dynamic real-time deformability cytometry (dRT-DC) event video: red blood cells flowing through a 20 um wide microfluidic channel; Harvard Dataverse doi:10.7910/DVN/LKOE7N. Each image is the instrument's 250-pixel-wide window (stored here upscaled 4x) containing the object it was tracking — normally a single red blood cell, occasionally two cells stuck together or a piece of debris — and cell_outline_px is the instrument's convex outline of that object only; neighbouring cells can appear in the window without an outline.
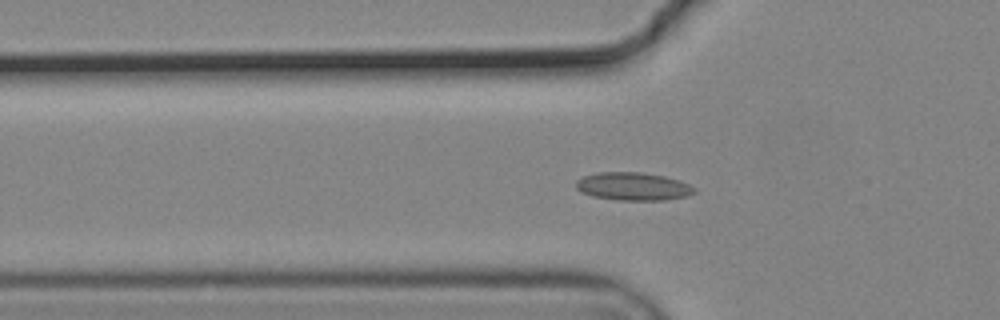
{"species": "common noctule bat (a hibernating species)", "species_latin": "Nyctalus noctula", "temperature_condition": "cold", "stored_images_in_passage": 24, "camera_frame_rate_fps": 3000, "um_per_image_px": 0.085, "animal": {"sex": "male", "body_mass_g": 19.2, "forearm_length_mm": 51.8}, "frame": {"image": 1, "passage_image": 3, "time_ms": 0.667, "image_size_px": [1000, 320], "cell_outline_px": [[696, 192], [684, 196], [664, 200], [616, 200], [592, 196], [580, 192], [576, 188], [576, 180], [584, 176], [596, 172], [640, 172], [664, 176], [680, 180], [696, 188]], "centroid_in_image_um": [53.78, 15.84], "position_along_channel_um": 72.0, "area_um2": 19.36}}
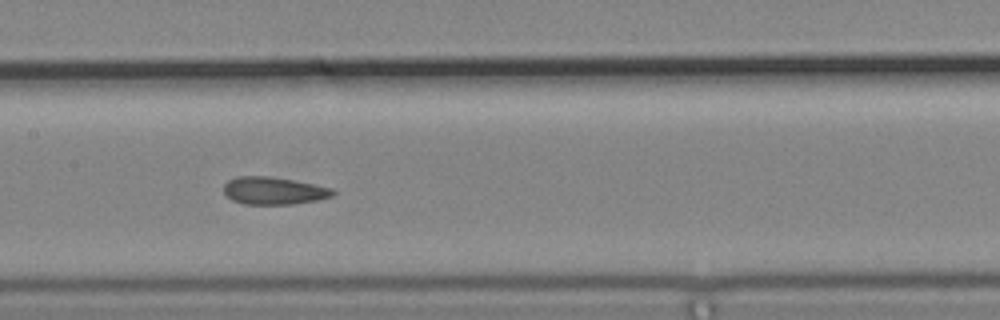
{"frame": {"image": 2, "passage_image": 12, "time_ms": 3.667, "image_size_px": [1000, 320], "cell_outline_px": [[336, 192], [332, 196], [316, 200], [292, 204], [244, 204], [232, 200], [224, 192], [224, 184], [228, 180], [236, 176], [268, 176], [292, 180], [332, 188]], "centroid_in_image_um": [23.24, 16.21], "position_along_channel_um": 184.2, "area_um2": 17.34}}
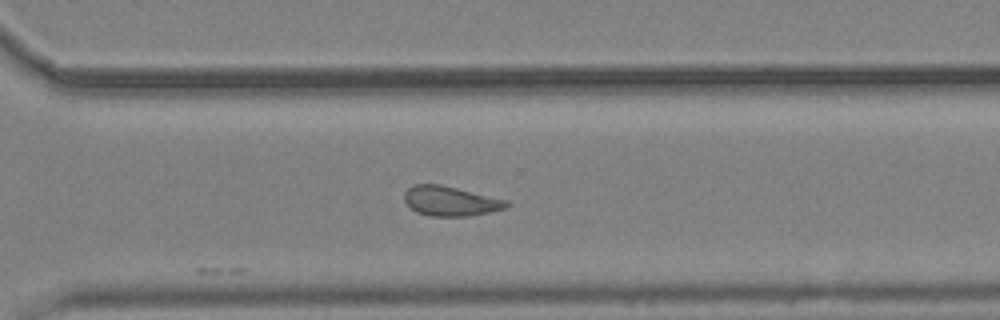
{"frame": {"image": 3, "passage_image": 24, "time_ms": 7.667, "image_size_px": [1000, 320], "cell_outline_px": [[512, 204], [508, 208], [468, 216], [432, 216], [416, 212], [404, 200], [404, 192], [412, 184], [440, 184], [508, 200]], "centroid_in_image_um": [38.31, 17.08], "position_along_channel_um": 332.3, "area_um2": 17.74}}